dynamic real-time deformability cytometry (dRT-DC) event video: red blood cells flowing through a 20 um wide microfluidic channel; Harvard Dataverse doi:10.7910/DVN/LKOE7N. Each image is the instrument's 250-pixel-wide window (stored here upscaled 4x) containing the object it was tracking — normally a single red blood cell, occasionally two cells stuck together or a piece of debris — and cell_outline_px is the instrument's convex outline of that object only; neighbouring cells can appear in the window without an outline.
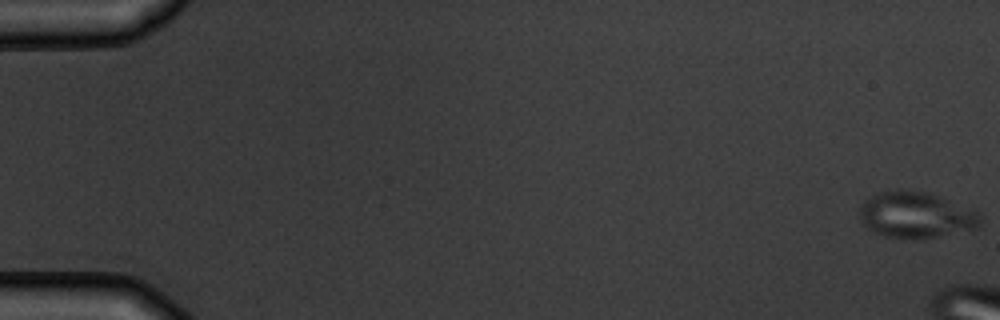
{"species": "common noctule bat (a hibernating species)", "species_latin": "Nyctalus noctula", "temperature_condition": "warm", "stored_images_in_passage": 4, "camera_frame_rate_fps": 3000, "um_per_image_px": 0.085, "animal": {"sex": "male", "body_mass_g": 19.5, "forearm_length_mm": 54.6}, "frame": {"image": 1, "passage_image": 1, "time_ms": 0.0, "image_size_px": [1000, 320], "cell_outline_px": [[980, 224], [976, 228], [936, 236], [884, 236], [868, 228], [864, 224], [860, 216], [860, 208], [872, 196], [896, 188], [924, 192], [976, 208], [980, 212]], "centroid_in_image_um": [77.92, 18.23], "position_along_channel_um": 7.1, "area_um2": 31.5}}